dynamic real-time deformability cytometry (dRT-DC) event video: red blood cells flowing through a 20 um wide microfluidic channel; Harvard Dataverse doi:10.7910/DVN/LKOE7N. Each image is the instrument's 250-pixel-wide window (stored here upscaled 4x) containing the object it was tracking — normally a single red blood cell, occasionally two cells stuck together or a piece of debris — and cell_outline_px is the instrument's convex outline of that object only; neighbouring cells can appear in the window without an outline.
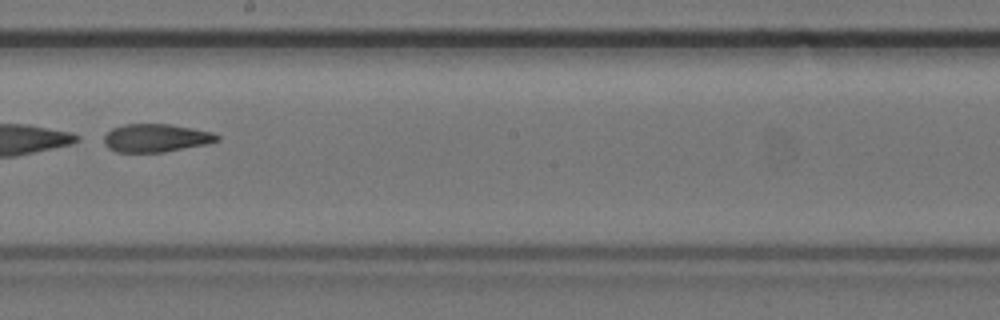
{"species": "common noctule bat (a hibernating species)", "species_latin": "Nyctalus noctula", "temperature_condition": "cold", "stored_images_in_passage": 6, "camera_frame_rate_fps": 3000, "um_per_image_px": 0.085, "animal": {"sex": "female", "body_mass_g": 24.6, "forearm_length_mm": 56.2}, "frame": {"image": 1, "passage_image": 5, "time_ms": 1.333, "image_size_px": [1000, 320], "cell_outline_px": [[220, 140], [208, 144], [164, 152], [116, 152], [108, 148], [104, 144], [104, 136], [112, 128], [124, 124], [168, 124], [192, 128], [212, 132], [220, 136]], "centroid_in_image_um": [13.26, 11.73], "position_along_channel_um": 234.9, "area_um2": 18.61}}